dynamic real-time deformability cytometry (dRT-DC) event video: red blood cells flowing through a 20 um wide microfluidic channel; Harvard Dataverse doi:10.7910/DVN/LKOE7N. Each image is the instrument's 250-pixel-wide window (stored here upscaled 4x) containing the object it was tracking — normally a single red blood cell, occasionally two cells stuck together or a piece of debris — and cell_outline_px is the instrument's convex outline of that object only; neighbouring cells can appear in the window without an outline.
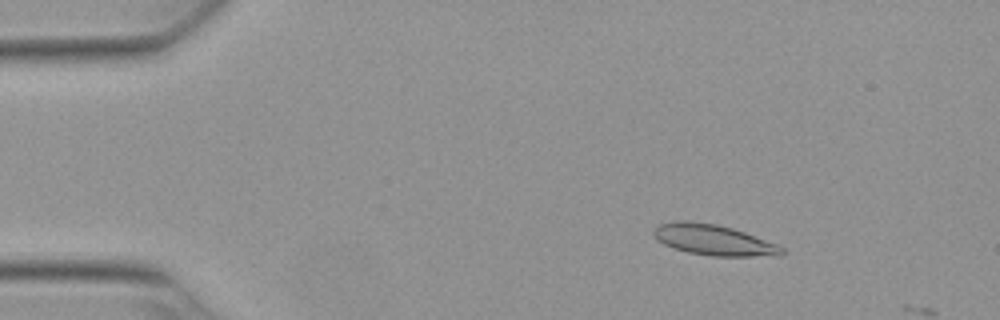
{"species": "Egyptian fruit bat (a non-hibernating species)", "species_latin": "Rousettus aegyptiacus", "temperature_condition": "warm", "stored_images_in_passage": 10, "camera_frame_rate_fps": 3000, "um_per_image_px": 0.085, "animal": {"sex": "female"}, "frame": {"image": 1, "passage_image": 7, "time_ms": 2.0, "image_size_px": [1000, 320], "cell_outline_px": [[784, 252], [780, 256], [712, 256], [688, 252], [672, 248], [664, 244], [652, 232], [660, 224], [676, 220], [684, 220], [716, 224], [732, 228], [744, 232], [776, 244], [784, 248]], "centroid_in_image_um": [60.67, 20.4], "position_along_channel_um": 24.3, "area_um2": 22.72}}